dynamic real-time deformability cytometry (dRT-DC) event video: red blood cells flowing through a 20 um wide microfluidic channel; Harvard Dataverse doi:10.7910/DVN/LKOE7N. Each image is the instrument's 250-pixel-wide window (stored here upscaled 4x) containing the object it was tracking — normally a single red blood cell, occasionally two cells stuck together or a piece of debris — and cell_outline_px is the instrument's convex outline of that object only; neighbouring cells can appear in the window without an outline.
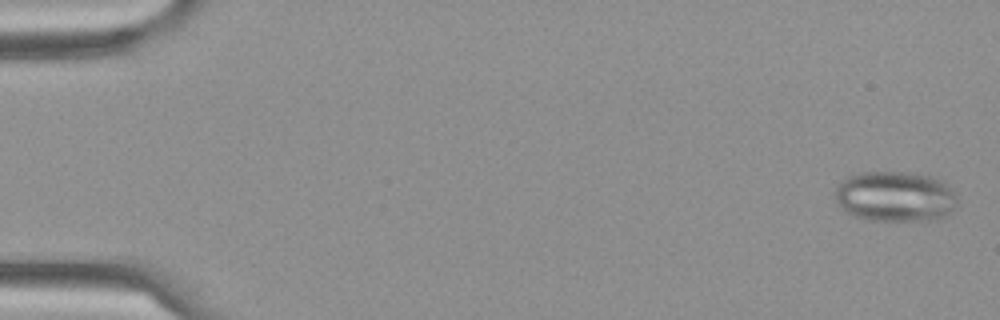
{"species": "Egyptian fruit bat (a non-hibernating species)", "species_latin": "Rousettus aegyptiacus", "temperature_condition": "cold", "stored_images_in_passage": 5, "camera_frame_rate_fps": 3000, "um_per_image_px": 0.085, "frame": {"image": 1, "passage_image": 1, "time_ms": 0.0, "image_size_px": [1000, 320], "cell_outline_px": [[956, 204], [948, 216], [908, 220], [868, 220], [856, 216], [848, 212], [836, 200], [836, 188], [848, 176], [860, 172], [912, 172], [944, 180], [956, 196]], "centroid_in_image_um": [76.11, 16.67], "position_along_channel_um": 8.9, "area_um2": 35.37}}